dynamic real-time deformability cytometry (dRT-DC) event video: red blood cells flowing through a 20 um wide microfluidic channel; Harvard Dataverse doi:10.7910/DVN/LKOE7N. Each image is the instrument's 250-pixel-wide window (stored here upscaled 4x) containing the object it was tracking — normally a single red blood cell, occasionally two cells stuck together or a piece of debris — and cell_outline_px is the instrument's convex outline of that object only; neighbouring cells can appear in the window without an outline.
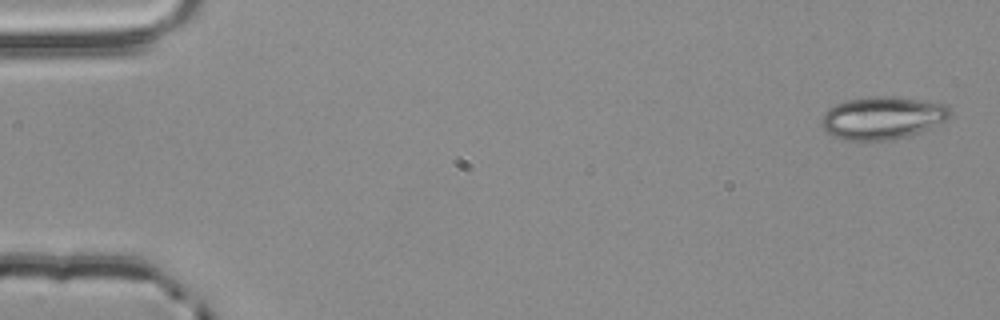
{"species": "common noctule bat (a hibernating species)", "species_latin": "Nyctalus noctula", "temperature_condition": "room temperature", "stored_images_in_passage": 4, "camera_frame_rate_fps": 3000, "um_per_image_px": 0.085, "animal": {"sex": "male", "body_mass_g": 20.4}, "frame": {"image": 1, "passage_image": 1, "time_ms": 0.0, "image_size_px": [1000, 320], "cell_outline_px": [[952, 112], [944, 120], [928, 128], [904, 136], [888, 140], [844, 140], [824, 132], [820, 124], [820, 120], [824, 112], [828, 108], [836, 104], [848, 100], [868, 96], [892, 96], [948, 104]], "centroid_in_image_um": [74.94, 10.0], "position_along_channel_um": 10.1, "area_um2": 31.85}}